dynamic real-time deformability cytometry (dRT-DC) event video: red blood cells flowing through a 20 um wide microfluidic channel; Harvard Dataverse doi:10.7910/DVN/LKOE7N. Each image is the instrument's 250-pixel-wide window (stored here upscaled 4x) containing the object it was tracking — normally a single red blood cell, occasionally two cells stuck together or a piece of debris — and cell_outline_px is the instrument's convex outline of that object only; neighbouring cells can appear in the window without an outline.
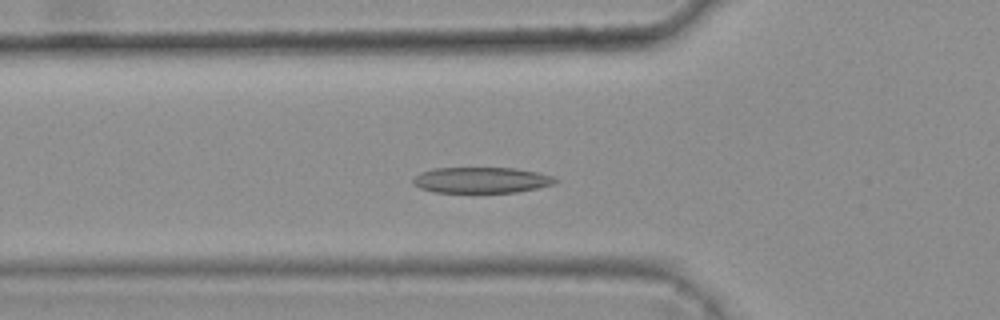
{"species": "common noctule bat (a hibernating species)", "species_latin": "Nyctalus noctula", "temperature_condition": "warm", "stored_images_in_passage": 28, "camera_frame_rate_fps": 3000, "um_per_image_px": 0.085, "animal": {"sex": "female", "body_mass_g": 25.1}, "frame": {"image": 1, "passage_image": 2, "time_ms": 0.333, "image_size_px": [1000, 320], "cell_outline_px": [[560, 180], [552, 184], [536, 188], [516, 192], [432, 192], [420, 188], [412, 180], [420, 172], [436, 168], [512, 168], [536, 172], [552, 176]], "centroid_in_image_um": [40.91, 15.3], "position_along_channel_um": 84.9, "area_um2": 21.15}}
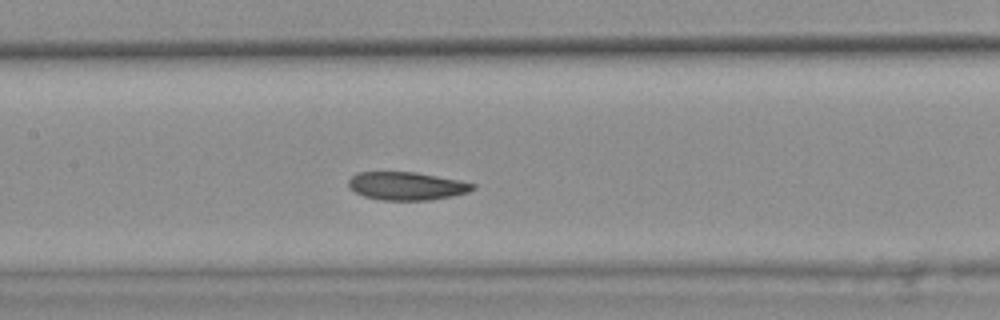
{"frame": {"image": 2, "passage_image": 9, "time_ms": 2.667, "image_size_px": [1000, 320], "cell_outline_px": [[476, 188], [468, 192], [452, 196], [428, 200], [380, 200], [364, 196], [356, 192], [348, 184], [348, 180], [356, 172], [416, 172], [460, 180], [476, 184]], "centroid_in_image_um": [34.59, 15.8], "position_along_channel_um": 172.8, "area_um2": 20.35}}
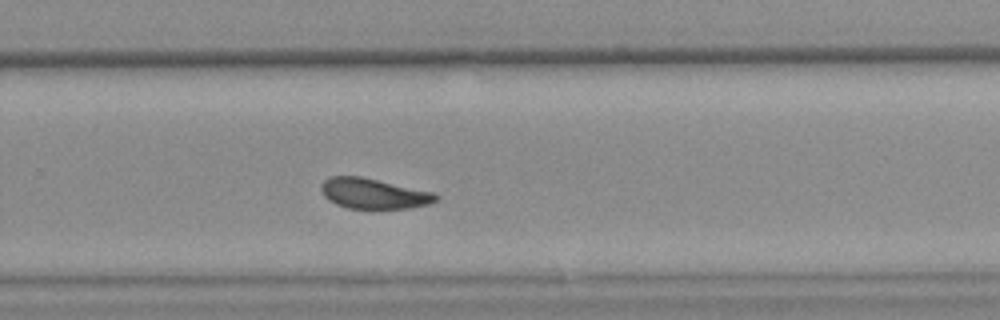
{"frame": {"image": 3, "passage_image": 19, "time_ms": 6.0, "image_size_px": [1000, 320], "cell_outline_px": [[440, 196], [436, 200], [428, 204], [408, 208], [348, 208], [336, 204], [328, 200], [324, 196], [320, 188], [320, 184], [328, 176], [360, 176], [432, 192]], "centroid_in_image_um": [31.7, 16.44], "position_along_channel_um": 298.1, "area_um2": 20.11}}